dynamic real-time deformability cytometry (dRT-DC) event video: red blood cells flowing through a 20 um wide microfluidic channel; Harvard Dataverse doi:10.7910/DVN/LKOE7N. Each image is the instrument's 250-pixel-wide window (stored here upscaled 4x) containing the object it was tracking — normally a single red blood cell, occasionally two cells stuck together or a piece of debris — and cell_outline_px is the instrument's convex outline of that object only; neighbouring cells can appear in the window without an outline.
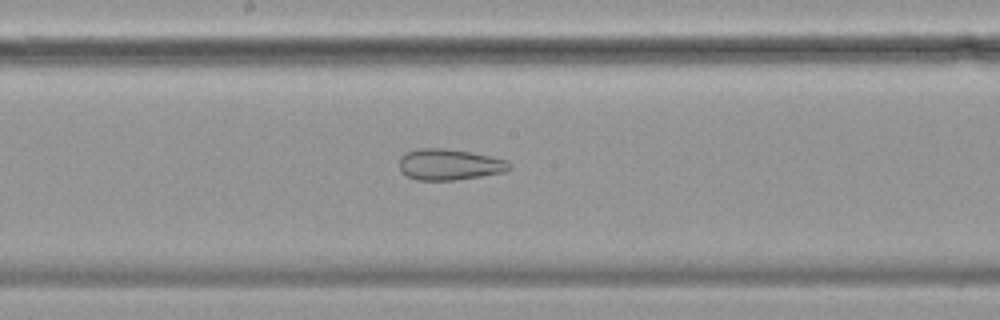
{"species": "common noctule bat (a hibernating species)", "species_latin": "Nyctalus noctula", "temperature_condition": "cold", "stored_images_in_passage": 52, "camera_frame_rate_fps": 3000, "um_per_image_px": 0.085, "animal": {"sex": "female", "body_mass_g": 19.9}, "frame": {"image": 1, "passage_image": 25, "time_ms": 8.0, "image_size_px": [1000, 320], "cell_outline_px": [[512, 168], [504, 172], [456, 180], [416, 180], [400, 172], [400, 156], [404, 152], [420, 148], [444, 148], [468, 152], [488, 156], [504, 160], [512, 164]], "centroid_in_image_um": [38.16, 13.99], "position_along_channel_um": 210.0, "area_um2": 19.88}}
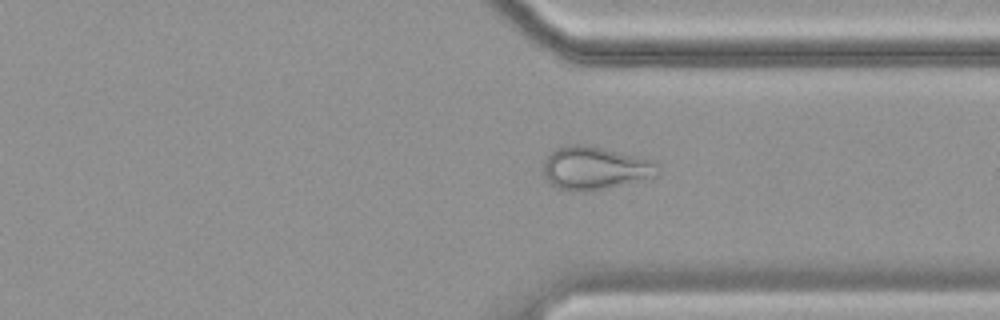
{"frame": {"image": 2, "passage_image": 38, "time_ms": 12.333, "image_size_px": [1000, 320], "cell_outline_px": [[660, 176], [604, 188], [572, 192], [556, 188], [540, 172], [548, 156], [556, 148], [572, 144], [580, 144], [604, 148], [640, 156], [652, 160], [660, 164]], "centroid_in_image_um": [50.61, 14.28], "position_along_channel_um": 360.8, "area_um2": 28.96}}
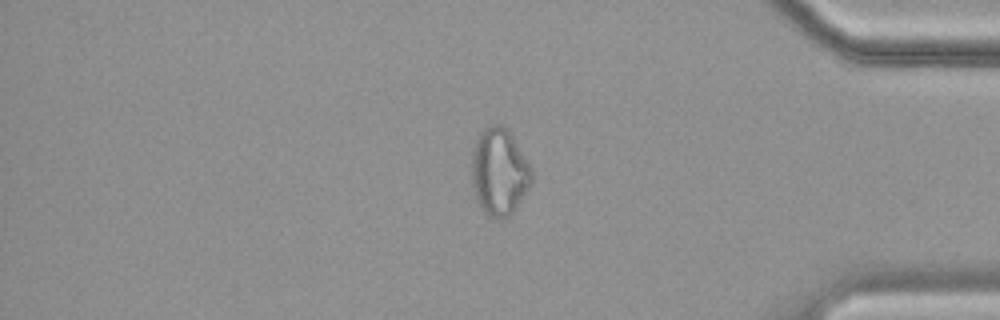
{"frame": {"image": 3, "passage_image": 43, "time_ms": 14.0, "image_size_px": [1000, 320], "cell_outline_px": [[532, 184], [512, 216], [504, 220], [488, 216], [480, 208], [476, 200], [472, 184], [472, 148], [480, 132], [488, 124], [504, 124], [508, 128], [532, 168]], "centroid_in_image_um": [42.45, 14.63], "position_along_channel_um": 392.8, "area_um2": 31.27}, "authors_computed_cell_mechanics": {"area_um2": 28.9867, "velocity_mm_per_s": 3.4804, "shape_relaxation_time_tau1_ms": null, "shape_relaxation_time_tau2_ms": 1.3259, "deformation_change_tau1": null, "deformation_change_tau2": 0.0849}}